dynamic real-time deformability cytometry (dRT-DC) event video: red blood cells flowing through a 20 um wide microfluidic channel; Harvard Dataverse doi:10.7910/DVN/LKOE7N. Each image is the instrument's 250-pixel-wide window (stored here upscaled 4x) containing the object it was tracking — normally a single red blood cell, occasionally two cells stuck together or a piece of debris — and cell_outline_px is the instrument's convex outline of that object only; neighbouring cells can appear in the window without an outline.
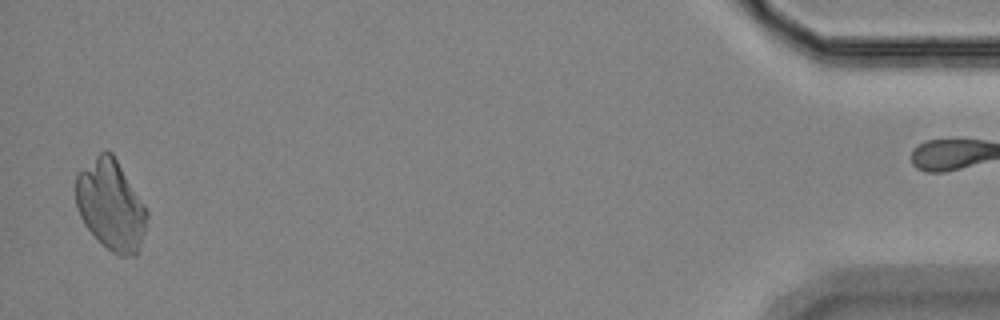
{"species": "Egyptian fruit bat (a non-hibernating species)", "species_latin": "Rousettus aegyptiacus", "temperature_condition": "room temperature", "stored_images_in_passage": 49, "camera_frame_rate_fps": 3000, "um_per_image_px": 0.085, "animal": {"sex": "female"}, "frame": {"image": 1, "passage_image": 47, "time_ms": 15.333, "image_size_px": [1000, 320], "cell_outline_px": [[148, 216], [144, 232], [136, 256], [120, 256], [112, 252], [84, 224], [80, 216], [76, 204], [76, 176], [100, 152], [112, 152], [144, 204], [148, 212]], "centroid_in_image_um": [9.44, 17.45], "position_along_channel_um": 425.8, "area_um2": 36.65}}